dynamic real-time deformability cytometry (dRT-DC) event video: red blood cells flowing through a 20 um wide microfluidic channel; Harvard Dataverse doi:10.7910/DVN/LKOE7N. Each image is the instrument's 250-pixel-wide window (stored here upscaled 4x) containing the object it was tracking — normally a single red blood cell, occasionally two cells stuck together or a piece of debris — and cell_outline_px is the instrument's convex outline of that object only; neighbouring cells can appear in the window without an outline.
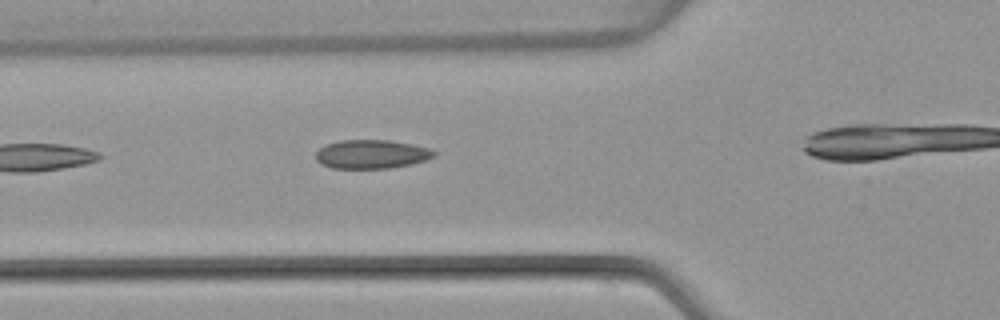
{"species": "common noctule bat (a hibernating species)", "species_latin": "Nyctalus noctula", "temperature_condition": "warm", "stored_images_in_passage": 8, "camera_frame_rate_fps": 3000, "um_per_image_px": 0.085, "animal": {"sex": "female", "body_mass_g": 22.7, "forearm_length_mm": 54.2}, "frame": {"image": 1, "passage_image": 4, "time_ms": 1.0, "image_size_px": [1000, 320], "cell_outline_px": [[436, 156], [412, 164], [388, 168], [332, 168], [320, 164], [316, 160], [316, 152], [320, 148], [328, 144], [340, 140], [388, 140], [412, 144], [428, 148], [436, 152]], "centroid_in_image_um": [31.57, 13.11], "position_along_channel_um": 94.2, "area_um2": 19.77}}